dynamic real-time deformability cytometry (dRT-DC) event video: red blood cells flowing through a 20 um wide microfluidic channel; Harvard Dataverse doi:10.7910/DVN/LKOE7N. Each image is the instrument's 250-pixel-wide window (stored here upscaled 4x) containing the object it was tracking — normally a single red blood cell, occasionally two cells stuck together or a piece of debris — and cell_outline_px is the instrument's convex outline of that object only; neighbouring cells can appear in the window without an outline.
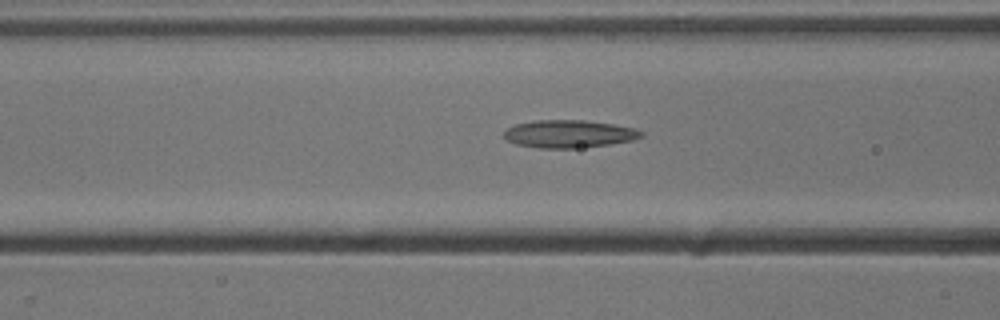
{"species": "common noctule bat (a hibernating species)", "species_latin": "Nyctalus noctula", "temperature_condition": "cold", "stored_images_in_passage": 26, "camera_frame_rate_fps": 3000, "um_per_image_px": 0.085, "animal": {"sex": "male", "body_mass_g": 13.3}, "frame": {"image": 1, "passage_image": 5, "time_ms": 1.333, "image_size_px": [1000, 320], "cell_outline_px": [[644, 136], [632, 140], [608, 144], [576, 148], [540, 148], [516, 144], [508, 140], [504, 136], [504, 132], [508, 128], [516, 124], [532, 120], [584, 120], [612, 124], [636, 128], [644, 132]], "centroid_in_image_um": [48.38, 11.37], "position_along_channel_um": 118.2, "area_um2": 22.08}}
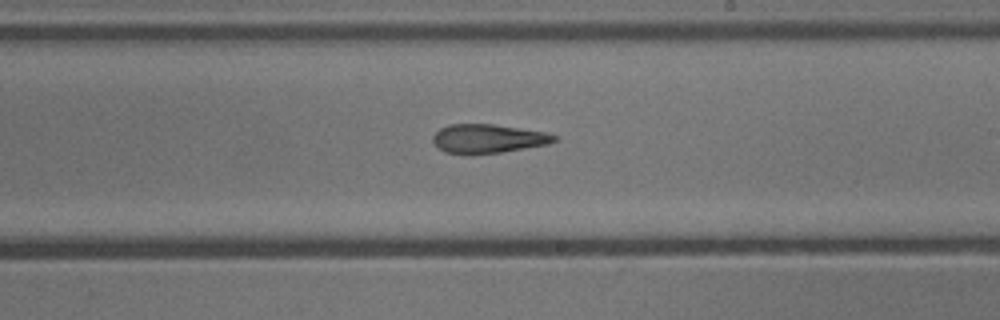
{"frame": {"image": 2, "passage_image": 15, "time_ms": 4.667, "image_size_px": [1000, 320], "cell_outline_px": [[556, 140], [548, 144], [500, 152], [444, 152], [432, 140], [432, 136], [440, 128], [448, 124], [492, 124], [548, 132], [556, 136]], "centroid_in_image_um": [41.5, 11.74], "position_along_channel_um": 247.5, "area_um2": 19.83}}
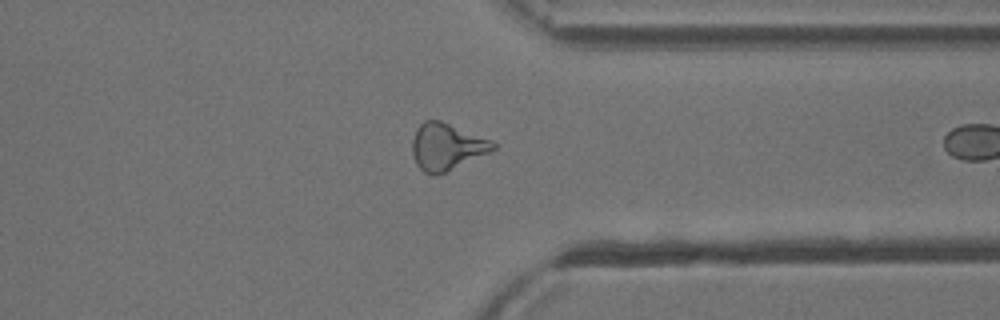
{"frame": {"image": 3, "passage_image": 25, "time_ms": 8.0, "image_size_px": [1000, 320], "cell_outline_px": [[496, 148], [488, 152], [444, 172], [424, 172], [416, 164], [412, 152], [412, 140], [416, 128], [424, 120], [440, 120], [492, 140], [496, 144]], "centroid_in_image_um": [37.94, 12.42], "position_along_channel_um": 373.5, "area_um2": 21.44}}